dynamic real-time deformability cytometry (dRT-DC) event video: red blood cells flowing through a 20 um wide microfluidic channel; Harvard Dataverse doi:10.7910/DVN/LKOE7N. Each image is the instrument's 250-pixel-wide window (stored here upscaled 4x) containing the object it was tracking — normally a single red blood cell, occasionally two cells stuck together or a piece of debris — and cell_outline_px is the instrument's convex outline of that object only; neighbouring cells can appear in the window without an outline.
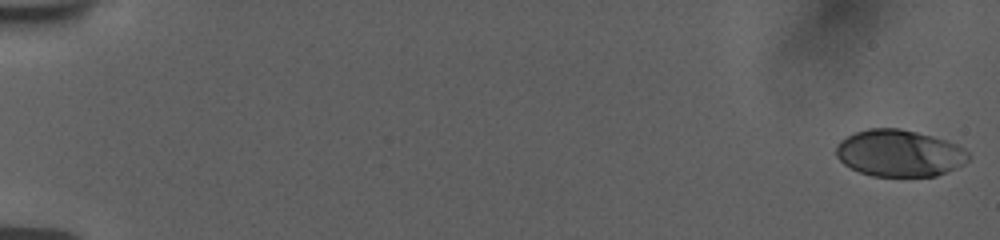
{"species": "human", "species_latin": "Homo sapiens", "temperature_condition": "room temperature", "stored_images_in_passage": 56, "camera_frame_rate_fps": 3000, "um_per_image_px": 0.085, "donor": {"sex": "female"}, "frame": {"image": 1, "passage_image": 1, "time_ms": 0.0, "image_size_px": [1000, 240], "cell_outline_px": [[968, 160], [964, 164], [936, 176], [872, 176], [860, 172], [844, 164], [836, 156], [836, 144], [840, 140], [856, 132], [868, 128], [900, 128], [932, 136], [956, 144], [964, 148], [968, 152]], "centroid_in_image_um": [76.43, 13.02], "position_along_channel_um": 8.6, "area_um2": 35.95}}
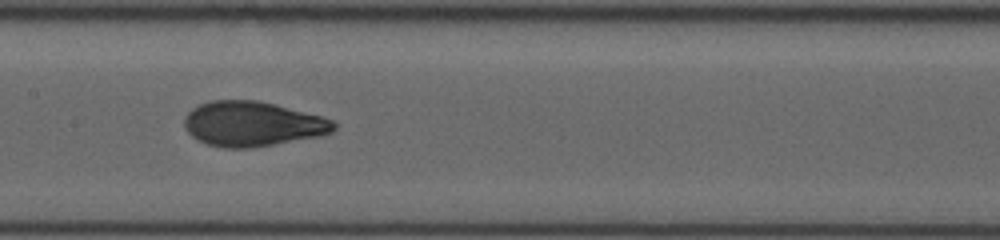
{"frame": {"image": 2, "passage_image": 30, "time_ms": 9.667, "image_size_px": [1000, 240], "cell_outline_px": [[336, 128], [332, 132], [320, 136], [248, 148], [224, 148], [208, 144], [192, 136], [188, 132], [184, 124], [184, 116], [192, 108], [200, 104], [212, 100], [256, 100], [276, 104], [324, 116], [332, 120], [336, 124]], "centroid_in_image_um": [21.48, 10.52], "position_along_channel_um": 185.9, "area_um2": 39.07}}
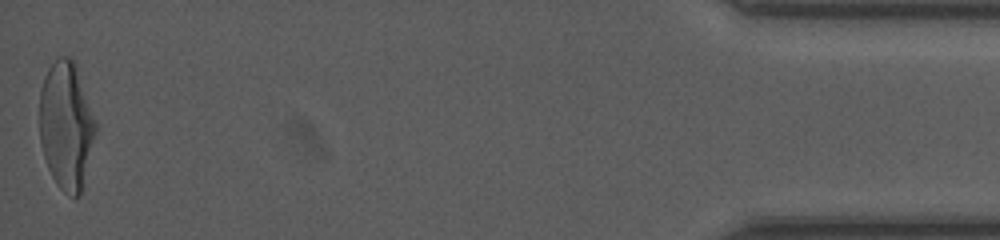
{"frame": {"image": 3, "passage_image": 56, "time_ms": 18.333, "image_size_px": [1000, 240], "cell_outline_px": [[96, 132], [80, 192], [76, 196], [72, 196], [64, 192], [56, 184], [48, 168], [40, 144], [40, 88], [44, 76], [48, 68], [60, 56], [72, 56], [76, 64], [96, 120]], "centroid_in_image_um": [5.62, 10.61], "position_along_channel_um": 429.6, "area_um2": 41.56}, "authors_computed_cell_mechanics": {"area_um2": 38.148, "velocity_mm_per_s": 3.7545, "shape_relaxation_time_tau1_ms": 3.6183, "shape_relaxation_time_tau2_ms": 0.8945, "deformation_change_tau1": 0.1855, "deformation_change_tau2": 0.0562}}